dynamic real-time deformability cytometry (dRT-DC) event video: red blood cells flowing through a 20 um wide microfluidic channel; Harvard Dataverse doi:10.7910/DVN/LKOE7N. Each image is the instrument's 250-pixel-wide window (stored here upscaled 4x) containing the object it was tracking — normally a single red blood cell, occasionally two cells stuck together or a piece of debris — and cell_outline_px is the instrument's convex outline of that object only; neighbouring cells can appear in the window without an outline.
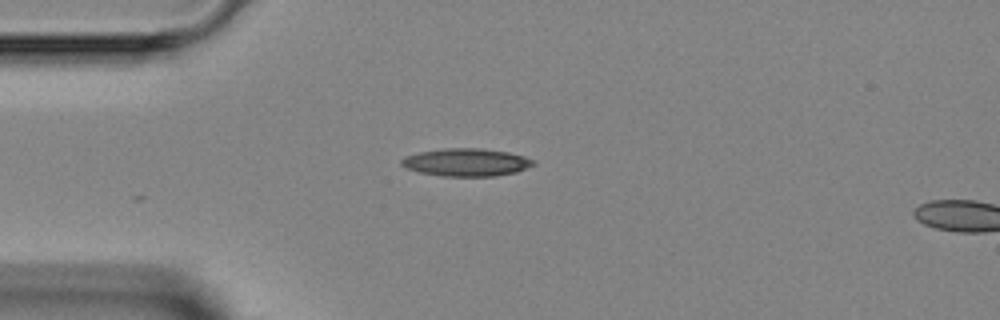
{"species": "Egyptian fruit bat (a non-hibernating species)", "species_latin": "Rousettus aegyptiacus", "temperature_condition": "room temperature", "stored_images_in_passage": 2, "segment_of_instrument_passage": [1, 2], "camera_frame_rate_fps": 3000, "um_per_image_px": 0.085, "animal": {"sex": "female"}, "frame": {"image": 1, "passage_image": 1, "time_ms": 0.0, "image_size_px": [1000, 320], "cell_outline_px": [[536, 164], [516, 172], [496, 176], [444, 176], [420, 172], [408, 168], [400, 164], [400, 160], [404, 156], [420, 152], [444, 148], [484, 148], [508, 152], [524, 156], [536, 160]], "centroid_in_image_um": [39.67, 13.79], "position_along_channel_um": 45.3, "area_um2": 21.39}}